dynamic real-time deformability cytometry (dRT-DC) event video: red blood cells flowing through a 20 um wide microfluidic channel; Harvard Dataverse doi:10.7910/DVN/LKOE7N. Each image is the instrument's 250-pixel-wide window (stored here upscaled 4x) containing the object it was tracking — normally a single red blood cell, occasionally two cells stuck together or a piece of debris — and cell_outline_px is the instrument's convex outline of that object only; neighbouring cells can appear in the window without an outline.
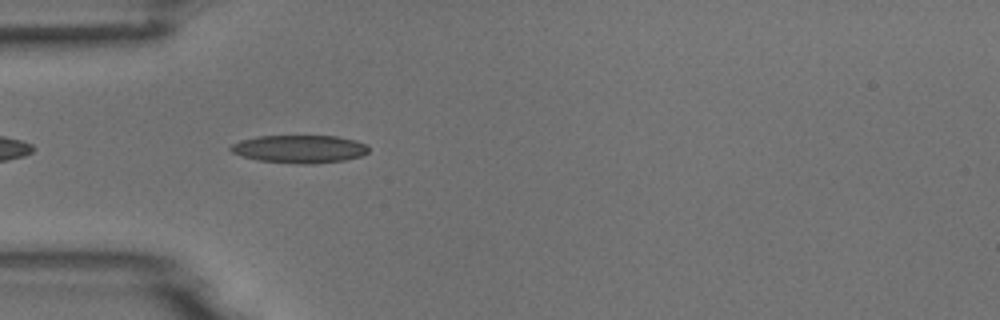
{"species": "common noctule bat (a hibernating species)", "species_latin": "Nyctalus noctula", "temperature_condition": "room temperature", "stored_images_in_passage": 6, "camera_frame_rate_fps": 3000, "um_per_image_px": 0.085, "animal": {"sex": "male", "body_mass_g": 18.8}, "frame": {"image": 1, "passage_image": 4, "time_ms": 4.333, "image_size_px": [1000, 320], "cell_outline_px": [[368, 152], [360, 156], [344, 160], [312, 164], [300, 164], [260, 160], [244, 156], [232, 152], [228, 148], [232, 144], [240, 140], [256, 136], [336, 136], [368, 144]], "centroid_in_image_um": [25.45, 12.66], "position_along_channel_um": 59.5, "area_um2": 22.25}}
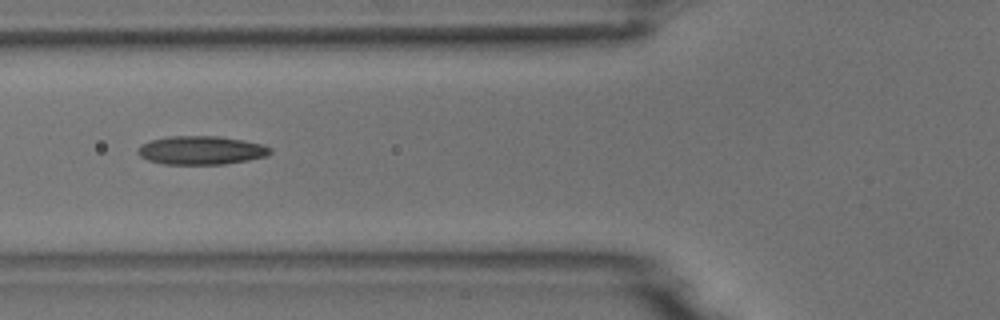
{"frame": {"image": 2, "passage_image": 5, "time_ms": 5.667, "image_size_px": [1000, 320], "cell_outline_px": [[272, 152], [268, 156], [248, 160], [224, 164], [164, 164], [148, 160], [140, 156], [136, 152], [136, 148], [140, 144], [152, 140], [168, 136], [220, 136], [244, 140], [264, 144], [272, 148]], "centroid_in_image_um": [17.11, 12.77], "position_along_channel_um": 108.7, "area_um2": 22.31}}